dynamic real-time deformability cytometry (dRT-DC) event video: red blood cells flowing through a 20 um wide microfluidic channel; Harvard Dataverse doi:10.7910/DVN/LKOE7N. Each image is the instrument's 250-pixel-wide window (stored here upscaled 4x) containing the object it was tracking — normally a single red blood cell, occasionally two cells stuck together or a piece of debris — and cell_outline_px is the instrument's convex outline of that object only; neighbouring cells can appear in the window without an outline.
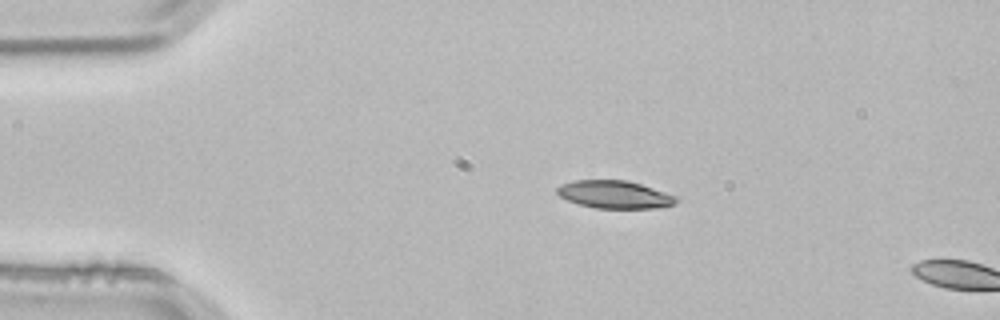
{"species": "common noctule bat (a hibernating species)", "species_latin": "Nyctalus noctula", "temperature_condition": "room temperature", "stored_images_in_passage": 3, "camera_frame_rate_fps": 3000, "um_per_image_px": 0.085, "animal": {"sex": "male", "body_mass_g": 21.5, "forearm_length_mm": 52.0}, "frame": {"image": 1, "passage_image": 2, "time_ms": 0.333, "image_size_px": [1000, 320], "cell_outline_px": [[680, 200], [676, 204], [664, 208], [596, 208], [580, 204], [568, 200], [560, 196], [556, 192], [556, 188], [560, 184], [576, 180], [624, 180], [640, 184], [676, 196]], "centroid_in_image_um": [52.27, 16.54], "position_along_channel_um": 32.7, "area_um2": 19.25}}